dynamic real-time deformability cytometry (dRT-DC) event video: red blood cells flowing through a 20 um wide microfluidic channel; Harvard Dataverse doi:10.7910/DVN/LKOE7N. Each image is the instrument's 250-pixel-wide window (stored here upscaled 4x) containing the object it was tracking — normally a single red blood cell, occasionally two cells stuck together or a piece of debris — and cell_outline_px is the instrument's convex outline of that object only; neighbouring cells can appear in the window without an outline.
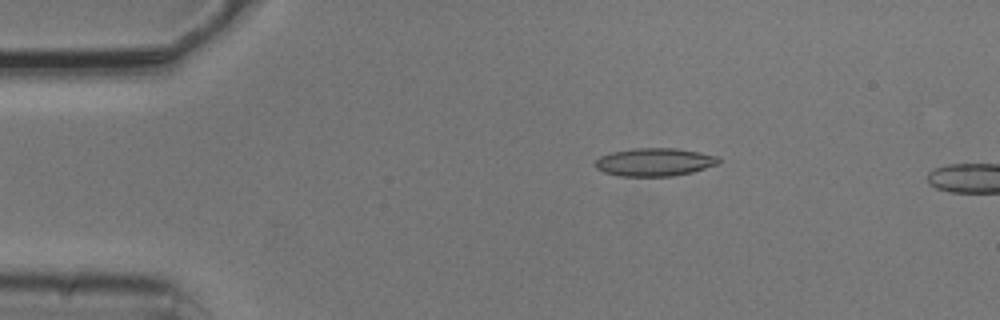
{"species": "common noctule bat (a hibernating species)", "species_latin": "Nyctalus noctula", "temperature_condition": "cold", "stored_images_in_passage": 4, "camera_frame_rate_fps": 3000, "um_per_image_px": 0.085, "animal": {"sex": "male", "body_mass_g": 20.5, "forearm_length_mm": 52.5}, "frame": {"image": 1, "passage_image": 3, "time_ms": 0.667, "image_size_px": [1000, 320], "cell_outline_px": [[720, 164], [692, 172], [672, 176], [620, 176], [604, 172], [596, 168], [596, 160], [600, 156], [612, 152], [636, 148], [676, 148], [700, 152], [716, 156], [720, 160]], "centroid_in_image_um": [55.66, 13.77], "position_along_channel_um": 29.3, "area_um2": 20.11}}